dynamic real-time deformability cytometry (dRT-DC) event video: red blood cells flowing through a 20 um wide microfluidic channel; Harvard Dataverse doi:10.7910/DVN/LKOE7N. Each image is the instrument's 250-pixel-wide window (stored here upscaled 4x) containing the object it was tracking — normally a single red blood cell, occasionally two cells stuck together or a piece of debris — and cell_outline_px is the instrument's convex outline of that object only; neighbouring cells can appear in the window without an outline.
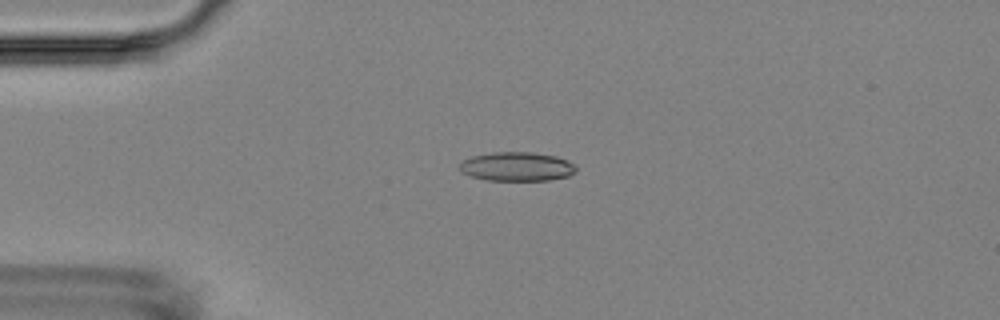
{"species": "Egyptian fruit bat (a non-hibernating species)", "species_latin": "Rousettus aegyptiacus", "temperature_condition": "room temperature", "stored_images_in_passage": 5, "camera_frame_rate_fps": 3000, "um_per_image_px": 0.085, "animal": {"sex": "female"}, "frame": {"image": 1, "passage_image": 3, "time_ms": 2.333, "image_size_px": [1000, 320], "cell_outline_px": [[576, 172], [568, 176], [548, 180], [488, 180], [468, 176], [460, 172], [460, 164], [464, 160], [472, 156], [492, 152], [532, 152], [556, 156], [572, 164], [576, 168]], "centroid_in_image_um": [43.89, 14.16], "position_along_channel_um": 41.1, "area_um2": 19.59}}